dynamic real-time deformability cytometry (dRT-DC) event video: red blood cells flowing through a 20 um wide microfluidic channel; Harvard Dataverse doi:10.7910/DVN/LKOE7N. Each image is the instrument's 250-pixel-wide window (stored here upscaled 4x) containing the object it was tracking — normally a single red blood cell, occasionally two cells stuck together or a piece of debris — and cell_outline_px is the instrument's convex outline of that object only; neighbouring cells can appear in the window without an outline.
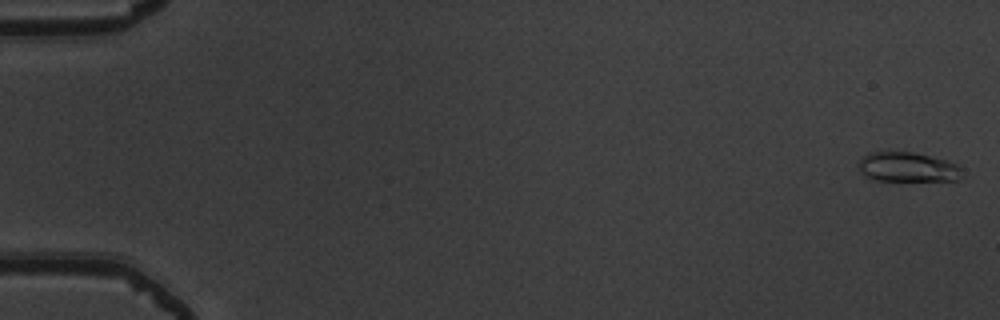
{"species": "common noctule bat (a hibernating species)", "species_latin": "Nyctalus noctula", "temperature_condition": "warm", "stored_images_in_passage": 15, "camera_frame_rate_fps": 3000, "um_per_image_px": 0.085, "animal": {"sex": "male", "body_mass_g": 19.5, "forearm_length_mm": 54.6}, "frame": {"image": 1, "passage_image": 1, "time_ms": 0.0, "image_size_px": [1000, 320], "cell_outline_px": [[964, 168], [960, 180], [872, 180], [864, 176], [860, 172], [856, 164], [864, 156], [872, 152], [912, 152], [948, 160]], "centroid_in_image_um": [77.16, 14.21], "position_along_channel_um": 7.8, "area_um2": 18.03}}